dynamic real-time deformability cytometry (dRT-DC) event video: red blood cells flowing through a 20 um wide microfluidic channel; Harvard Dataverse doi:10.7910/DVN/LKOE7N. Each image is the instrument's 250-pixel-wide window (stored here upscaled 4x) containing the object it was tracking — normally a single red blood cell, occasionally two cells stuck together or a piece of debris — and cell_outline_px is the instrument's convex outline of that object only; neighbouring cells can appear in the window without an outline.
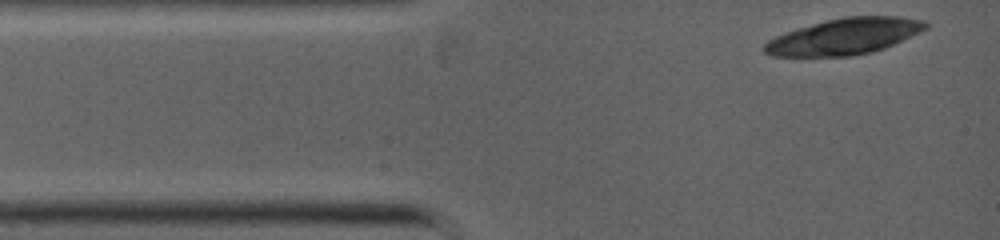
{"species": "common noctule bat (a hibernating species)", "species_latin": "Nyctalus noctula", "temperature_condition": "warm", "stored_images_in_passage": 3, "camera_frame_rate_fps": 5000, "um_per_image_px": 0.085, "animal": {"sex": "female", "body_mass_g": 19.0, "forearm_length_mm": 53.3}, "frame": {"image": 1, "passage_image": 1, "time_ms": 0.0, "image_size_px": [1000, 240], "cell_outline_px": [[928, 28], [920, 32], [884, 48], [872, 52], [852, 56], [772, 56], [764, 52], [764, 44], [768, 40], [776, 36], [812, 24], [844, 16], [900, 16], [924, 20], [928, 24]], "centroid_in_image_um": [71.81, 3.09], "position_along_channel_um": 13.2, "area_um2": 33.7}}